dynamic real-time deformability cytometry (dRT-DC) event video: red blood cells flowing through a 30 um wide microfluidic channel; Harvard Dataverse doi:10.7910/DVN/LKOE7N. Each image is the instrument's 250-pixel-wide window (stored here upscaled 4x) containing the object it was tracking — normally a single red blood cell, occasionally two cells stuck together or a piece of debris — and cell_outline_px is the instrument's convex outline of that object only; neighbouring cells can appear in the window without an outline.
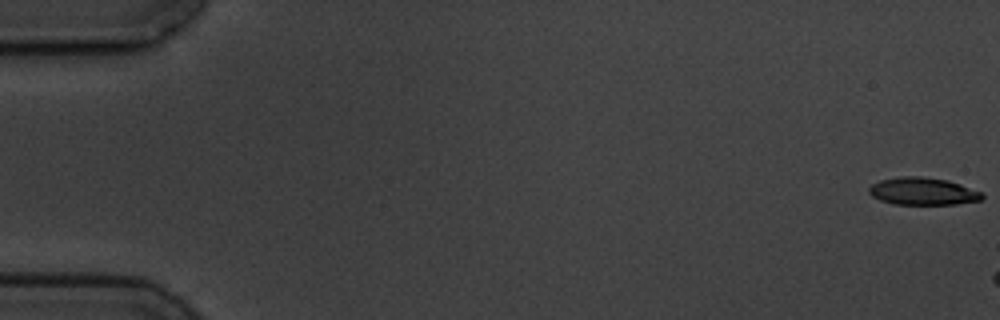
{"species": "common noctule bat (a hibernating species)", "species_latin": "Nyctalus noctula", "temperature_condition": "cold", "stored_images_in_passage": 9, "camera_frame_rate_fps": 3000, "um_per_image_px": 0.085, "animal": {"sex": "male", "body_mass_g": 19.5, "forearm_length_mm": 54.6}, "frame": {"image": 1, "passage_image": 1, "time_ms": 0.0, "image_size_px": [1000, 320], "cell_outline_px": [[984, 196], [980, 200], [956, 204], [892, 204], [880, 200], [872, 196], [868, 192], [868, 188], [872, 184], [880, 180], [900, 176], [920, 176], [948, 180], [960, 184], [980, 192]], "centroid_in_image_um": [78.39, 16.25], "position_along_channel_um": 6.6, "area_um2": 18.03}}
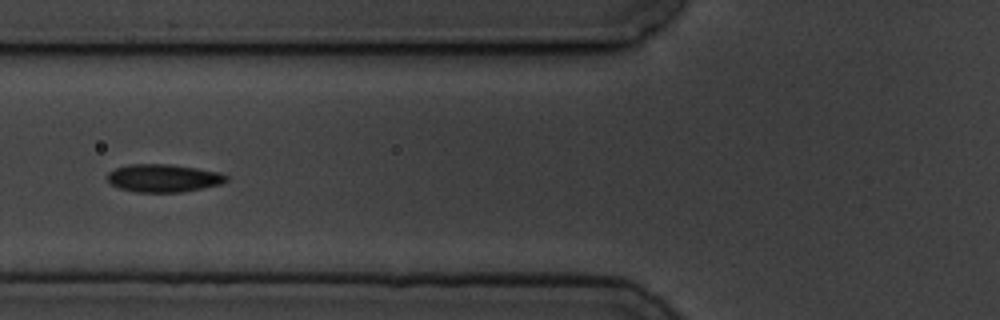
{"frame": {"image": 2, "passage_image": 8, "time_ms": 9.333, "image_size_px": [1000, 320], "cell_outline_px": [[228, 180], [220, 184], [180, 192], [136, 192], [120, 188], [112, 184], [108, 180], [108, 172], [116, 168], [128, 164], [172, 164], [220, 172], [228, 176]], "centroid_in_image_um": [13.89, 15.13], "position_along_channel_um": 111.9, "area_um2": 19.19}}
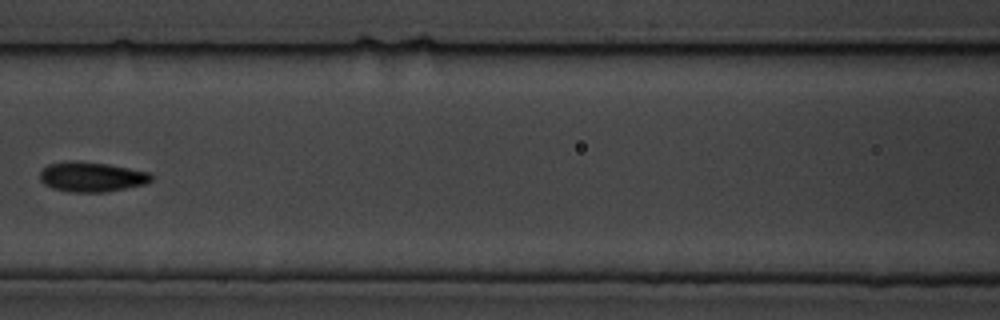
{"frame": {"image": 3, "passage_image": 9, "time_ms": 10.667, "image_size_px": [1000, 320], "cell_outline_px": [[156, 176], [152, 180], [144, 184], [104, 192], [76, 192], [52, 188], [44, 184], [40, 180], [40, 172], [48, 164], [68, 160], [76, 160], [108, 164], [152, 172]], "centroid_in_image_um": [7.82, 15.01], "position_along_channel_um": 158.8, "area_um2": 19.54}}